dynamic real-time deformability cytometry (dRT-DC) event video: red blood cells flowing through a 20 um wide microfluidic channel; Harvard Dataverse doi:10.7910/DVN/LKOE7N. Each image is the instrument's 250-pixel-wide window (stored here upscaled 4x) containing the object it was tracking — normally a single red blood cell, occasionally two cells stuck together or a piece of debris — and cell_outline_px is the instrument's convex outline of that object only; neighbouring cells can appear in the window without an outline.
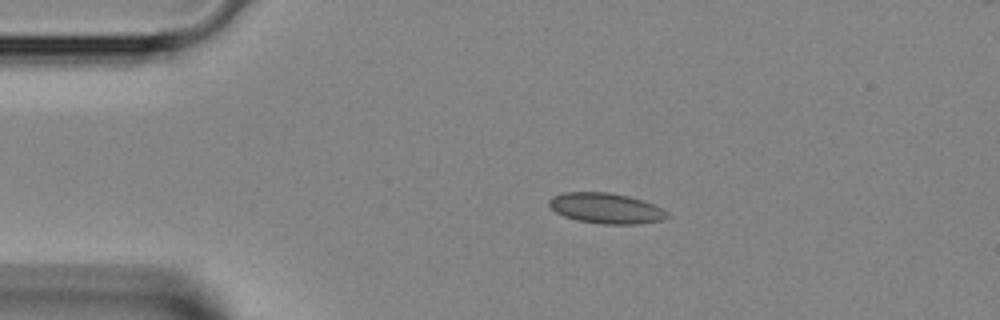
{"species": "Egyptian fruit bat (a non-hibernating species)", "species_latin": "Rousettus aegyptiacus", "temperature_condition": "room temperature", "stored_images_in_passage": 37, "camera_frame_rate_fps": 3000, "um_per_image_px": 0.085, "animal": {"sex": "female"}, "frame": {"image": 1, "passage_image": 1, "time_ms": 0.0, "image_size_px": [1000, 320], "cell_outline_px": [[672, 216], [664, 220], [640, 224], [604, 224], [576, 220], [564, 216], [556, 212], [548, 204], [548, 200], [552, 196], [564, 192], [608, 192], [628, 196], [644, 200], [668, 212]], "centroid_in_image_um": [51.54, 17.7], "position_along_channel_um": 33.5, "area_um2": 21.15}}
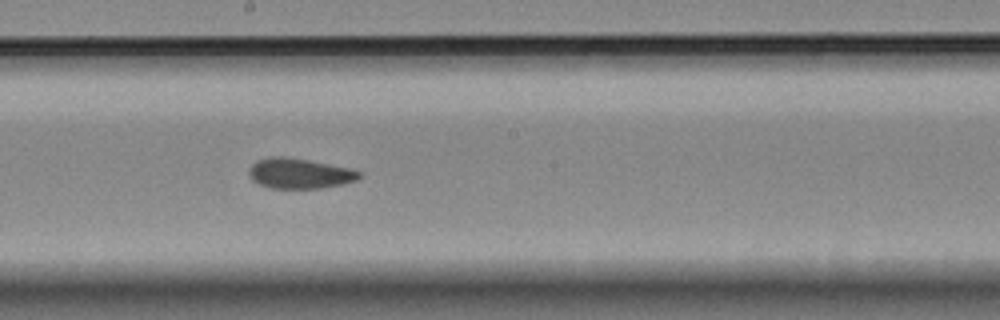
{"frame": {"image": 2, "passage_image": 16, "time_ms": 5.0, "image_size_px": [1000, 320], "cell_outline_px": [[360, 176], [356, 180], [344, 184], [320, 188], [272, 188], [260, 184], [252, 180], [248, 172], [252, 164], [256, 160], [272, 156], [280, 156], [308, 160], [348, 168], [360, 172]], "centroid_in_image_um": [25.43, 14.74], "position_along_channel_um": 222.8, "area_um2": 19.19}}
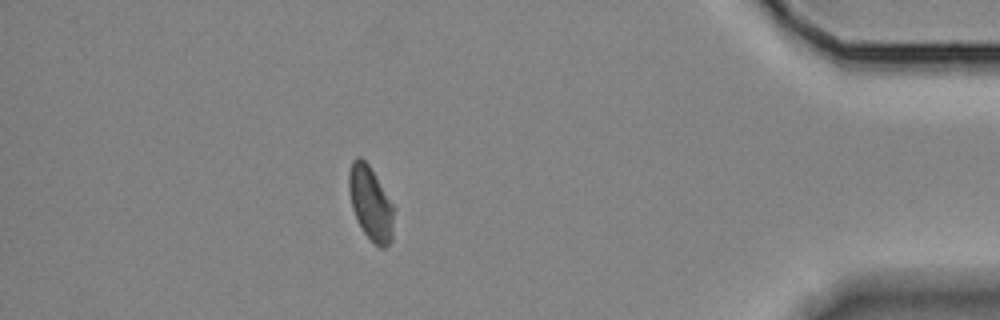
{"frame": {"image": 3, "passage_image": 31, "time_ms": 10.0, "image_size_px": [1000, 320], "cell_outline_px": [[396, 208], [392, 240], [384, 248], [380, 248], [364, 232], [352, 208], [348, 188], [348, 172], [352, 160], [356, 156], [360, 156], [368, 164]], "centroid_in_image_um": [31.53, 17.26], "position_along_channel_um": 403.7, "area_um2": 19.54}}